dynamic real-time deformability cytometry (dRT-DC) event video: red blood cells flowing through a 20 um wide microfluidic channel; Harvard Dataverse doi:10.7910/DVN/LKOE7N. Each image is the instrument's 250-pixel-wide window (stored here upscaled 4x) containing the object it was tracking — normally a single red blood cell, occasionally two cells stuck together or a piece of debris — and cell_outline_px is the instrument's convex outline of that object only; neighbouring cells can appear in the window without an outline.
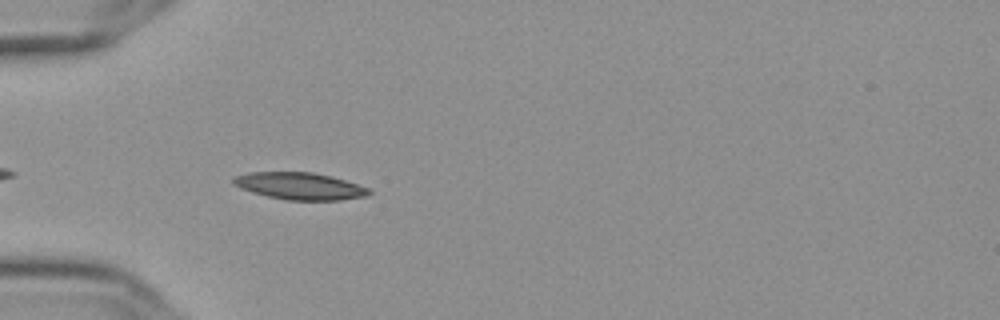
{"species": "Egyptian fruit bat (a non-hibernating species)", "species_latin": "Rousettus aegyptiacus", "temperature_condition": "cold", "stored_images_in_passage": 43, "camera_frame_rate_fps": 3000, "um_per_image_px": 0.085, "frame": {"image": 1, "passage_image": 4, "time_ms": 1.0, "image_size_px": [1000, 320], "cell_outline_px": [[372, 192], [368, 196], [340, 200], [284, 200], [252, 192], [240, 188], [232, 184], [232, 176], [248, 172], [312, 172], [332, 176], [368, 188]], "centroid_in_image_um": [25.44, 15.81], "position_along_channel_um": 59.6, "area_um2": 21.5}}
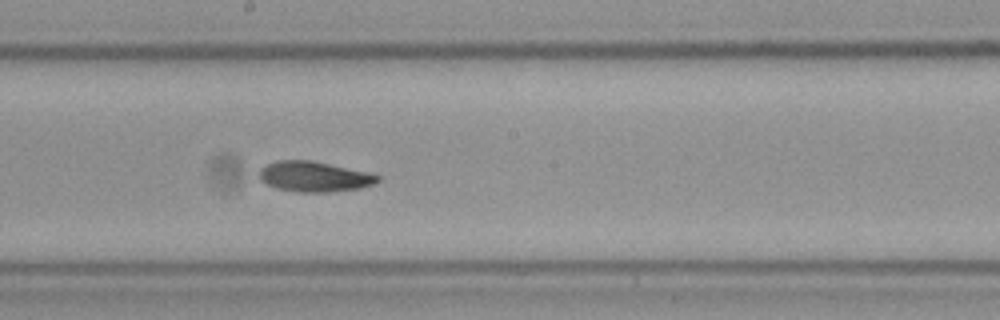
{"frame": {"image": 2, "passage_image": 18, "time_ms": 5.667, "image_size_px": [1000, 320], "cell_outline_px": [[380, 180], [372, 184], [360, 188], [328, 192], [300, 192], [276, 188], [260, 180], [260, 168], [268, 164], [280, 160], [308, 160], [368, 172], [380, 176]], "centroid_in_image_um": [26.71, 15.02], "position_along_channel_um": 221.5, "area_um2": 20.58}}
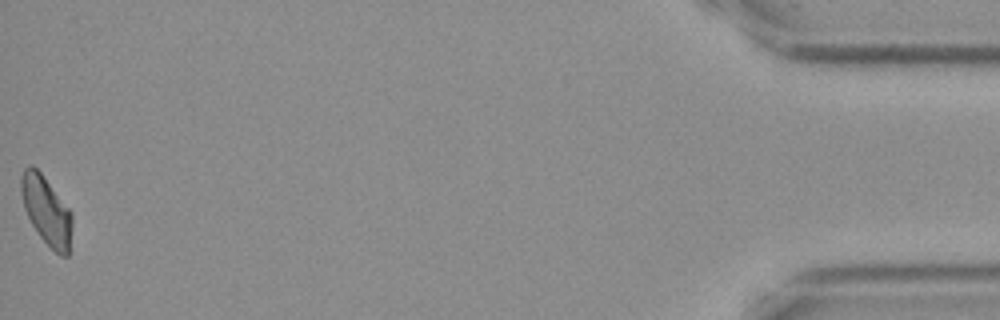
{"frame": {"image": 3, "passage_image": 43, "time_ms": 14.0, "image_size_px": [1000, 320], "cell_outline_px": [[72, 224], [68, 256], [60, 256], [40, 236], [32, 224], [24, 208], [20, 188], [20, 176], [24, 168], [28, 164], [32, 164], [40, 172], [72, 212]], "centroid_in_image_um": [3.93, 17.87], "position_along_channel_um": 431.3, "area_um2": 20.17}, "authors_computed_cell_mechanics": {"area_um2": 20.5768, "velocity_mm_per_s": 3.592, "shape_relaxation_time_tau1_ms": 6.8471, "shape_relaxation_time_tau2_ms": 6.1399, "deformation_change_tau1": 0.1323, "deformation_change_tau2": 0.1245}}